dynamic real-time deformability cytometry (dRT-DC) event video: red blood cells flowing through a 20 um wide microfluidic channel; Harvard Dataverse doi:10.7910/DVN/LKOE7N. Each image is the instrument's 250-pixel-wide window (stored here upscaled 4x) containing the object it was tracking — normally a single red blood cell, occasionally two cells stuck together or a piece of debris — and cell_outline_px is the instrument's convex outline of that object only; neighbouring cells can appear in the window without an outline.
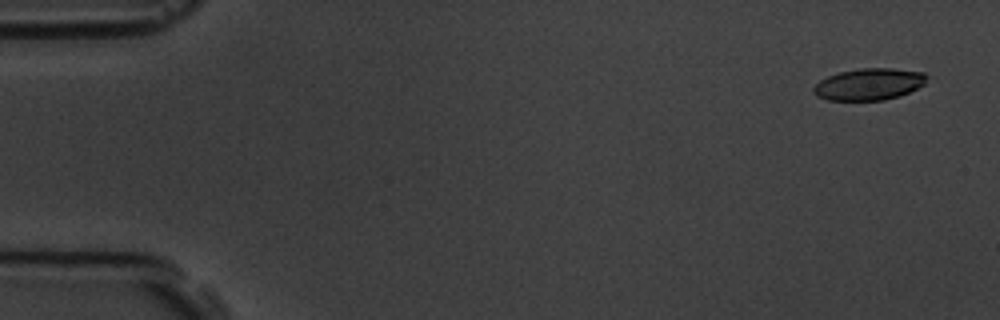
{"species": "common noctule bat (a hibernating species)", "species_latin": "Nyctalus noctula", "temperature_condition": "room temperature", "stored_images_in_passage": 7, "camera_frame_rate_fps": 3000, "um_per_image_px": 0.085, "animal": {"sex": "male", "body_mass_g": 19.5, "forearm_length_mm": 54.6}, "frame": {"image": 1, "passage_image": 1, "time_ms": 0.0, "image_size_px": [1000, 320], "cell_outline_px": [[928, 76], [924, 84], [900, 96], [884, 100], [828, 100], [816, 96], [812, 92], [812, 88], [820, 80], [828, 76], [840, 72], [860, 68], [892, 68], [924, 72]], "centroid_in_image_um": [73.85, 7.16], "position_along_channel_um": 11.1, "area_um2": 20.98}}
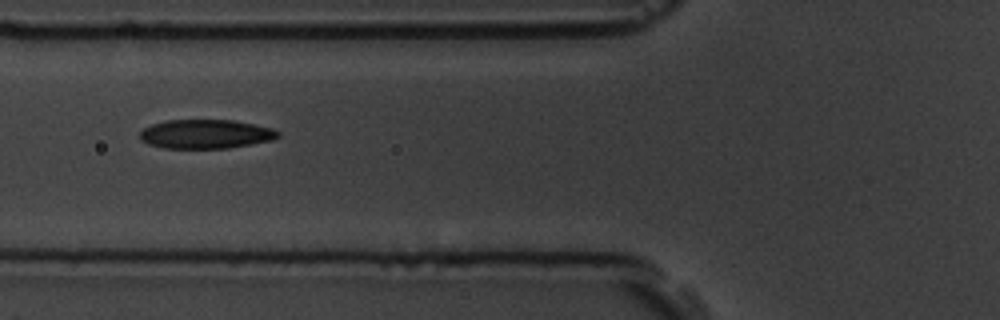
{"frame": {"image": 2, "passage_image": 6, "time_ms": 6.0, "image_size_px": [1000, 320], "cell_outline_px": [[280, 136], [272, 140], [228, 148], [164, 148], [148, 144], [140, 140], [140, 132], [144, 128], [152, 124], [164, 120], [232, 120], [272, 128], [280, 132]], "centroid_in_image_um": [17.46, 11.39], "position_along_channel_um": 108.3, "area_um2": 23.35}}
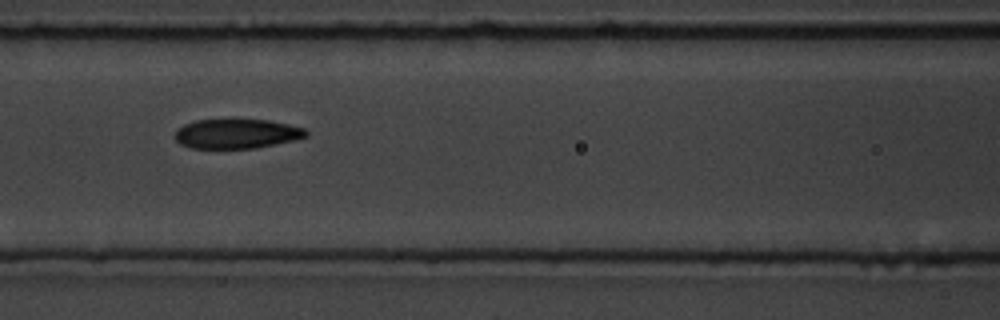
{"frame": {"image": 3, "passage_image": 7, "time_ms": 7.0, "image_size_px": [1000, 320], "cell_outline_px": [[308, 136], [296, 140], [256, 148], [192, 148], [180, 144], [176, 140], [176, 128], [184, 124], [196, 120], [232, 116], [268, 120], [288, 124], [304, 128], [308, 132]], "centroid_in_image_um": [20.12, 11.31], "position_along_channel_um": 146.5, "area_um2": 23.58}}